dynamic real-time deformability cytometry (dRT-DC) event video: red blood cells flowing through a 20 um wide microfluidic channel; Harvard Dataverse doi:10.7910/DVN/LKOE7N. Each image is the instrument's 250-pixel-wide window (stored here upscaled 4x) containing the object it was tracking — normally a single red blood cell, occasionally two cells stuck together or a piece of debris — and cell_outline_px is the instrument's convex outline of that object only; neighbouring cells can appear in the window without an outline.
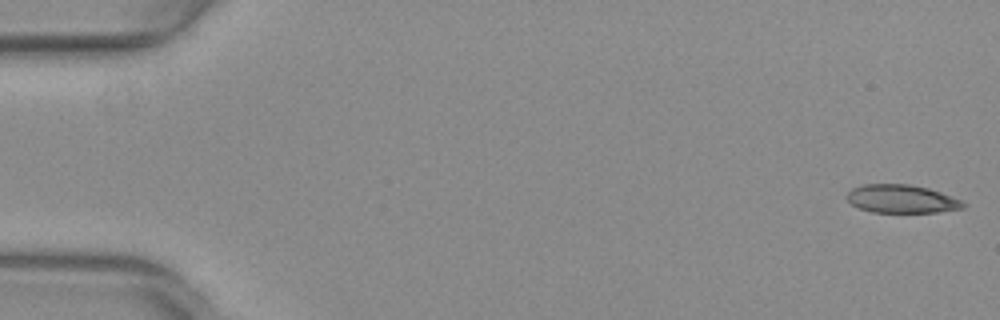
{"species": "common noctule bat (a hibernating species)", "species_latin": "Nyctalus noctula", "temperature_condition": "warm", "stored_images_in_passage": 50, "camera_frame_rate_fps": 3000, "um_per_image_px": 0.085, "animal": {"sex": "female", "body_mass_g": 29.2, "forearm_length_mm": 56.3}, "frame": {"image": 1, "passage_image": 1, "time_ms": 0.0, "image_size_px": [1000, 320], "cell_outline_px": [[968, 204], [964, 208], [936, 212], [872, 212], [860, 208], [852, 204], [848, 200], [848, 192], [852, 188], [864, 184], [908, 184], [928, 188], [964, 200]], "centroid_in_image_um": [76.69, 16.9], "position_along_channel_um": 8.3, "area_um2": 19.13}}
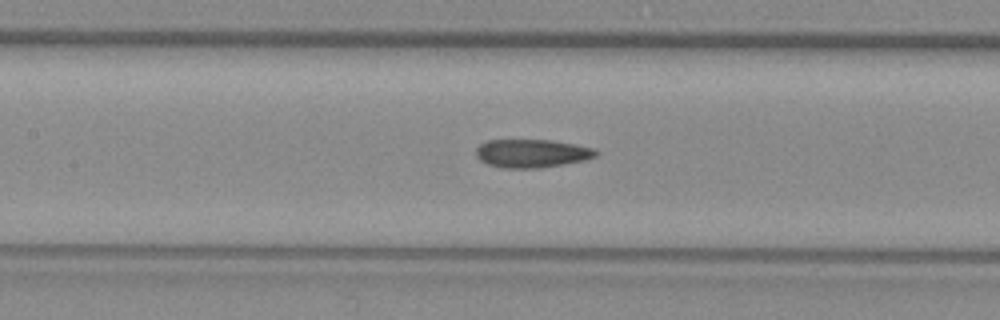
{"frame": {"image": 2, "passage_image": 24, "time_ms": 7.667, "image_size_px": [1000, 320], "cell_outline_px": [[600, 152], [596, 156], [584, 160], [564, 164], [540, 168], [504, 168], [488, 164], [480, 160], [476, 156], [476, 148], [480, 144], [488, 140], [552, 140], [576, 144], [592, 148]], "centroid_in_image_um": [45.21, 13.03], "position_along_channel_um": 162.2, "area_um2": 19.83}}
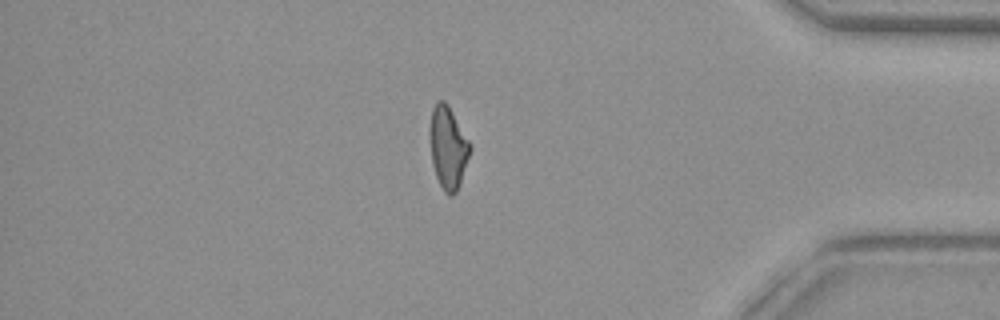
{"frame": {"image": 3, "passage_image": 44, "time_ms": 14.333, "image_size_px": [1000, 320], "cell_outline_px": [[472, 148], [460, 184], [456, 192], [452, 196], [448, 196], [444, 192], [436, 176], [432, 164], [428, 136], [428, 128], [432, 108], [436, 100], [444, 100], [448, 104], [472, 144]], "centroid_in_image_um": [38.07, 12.51], "position_along_channel_um": 397.1, "area_um2": 19.94}, "authors_computed_cell_mechanics": {"area_um2": 20.0277, "velocity_mm_per_s": 4.0251, "shape_relaxation_time_tau1_ms": null, "shape_relaxation_time_tau2_ms": 2.4395, "deformation_change_tau1": null, "deformation_change_tau2": 0.1017}}